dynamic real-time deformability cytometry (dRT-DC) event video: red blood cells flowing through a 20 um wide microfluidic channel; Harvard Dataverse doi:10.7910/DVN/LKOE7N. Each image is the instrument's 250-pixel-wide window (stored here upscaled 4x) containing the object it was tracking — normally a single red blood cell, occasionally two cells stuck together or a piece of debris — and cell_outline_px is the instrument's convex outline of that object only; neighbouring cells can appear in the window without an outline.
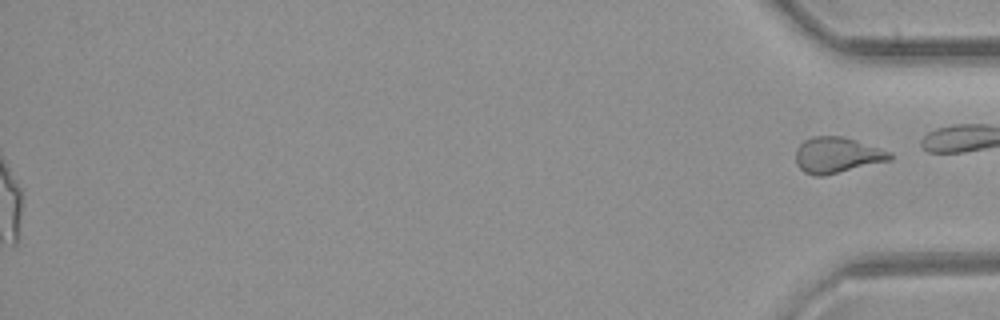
{"species": "common noctule bat (a hibernating species)", "species_latin": "Nyctalus noctula", "temperature_condition": "room temperature", "stored_images_in_passage": 47, "segment_of_instrument_passage": [2, 2], "camera_frame_rate_fps": 3000, "um_per_image_px": 0.085, "animal": {"sex": "female", "body_mass_g": 21.9}, "frame": {"image": 1, "passage_image": 47, "time_ms": 15.333, "image_size_px": [1000, 320], "cell_outline_px": [[892, 160], [824, 176], [816, 176], [804, 172], [796, 164], [796, 148], [804, 140], [812, 136], [840, 136], [856, 140], [888, 152], [892, 156]], "centroid_in_image_um": [71.11, 13.19], "position_along_channel_um": 364.1, "area_um2": 19.54}}